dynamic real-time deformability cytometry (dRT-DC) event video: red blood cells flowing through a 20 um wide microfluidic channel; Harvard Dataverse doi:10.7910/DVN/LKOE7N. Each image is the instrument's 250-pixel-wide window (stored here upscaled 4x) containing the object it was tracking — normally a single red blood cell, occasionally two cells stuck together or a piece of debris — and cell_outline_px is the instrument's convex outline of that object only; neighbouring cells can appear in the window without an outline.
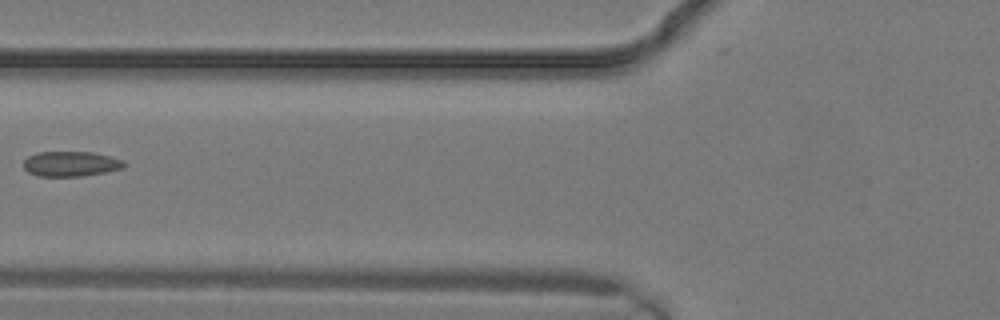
{"species": "common noctule bat (a hibernating species)", "species_latin": "Nyctalus noctula", "temperature_condition": "warm", "stored_images_in_passage": 15, "camera_frame_rate_fps": 3000, "um_per_image_px": 0.085, "animal": {"sex": "male", "body_mass_g": 19.2, "forearm_length_mm": 51.8}, "frame": {"image": 1, "passage_image": 11, "time_ms": 3.333, "image_size_px": [1000, 320], "cell_outline_px": [[128, 164], [124, 168], [108, 172], [80, 176], [40, 176], [28, 172], [24, 168], [24, 160], [28, 156], [40, 152], [92, 152], [124, 160]], "centroid_in_image_um": [6.07, 13.93], "position_along_channel_um": 119.7, "area_um2": 14.74}}
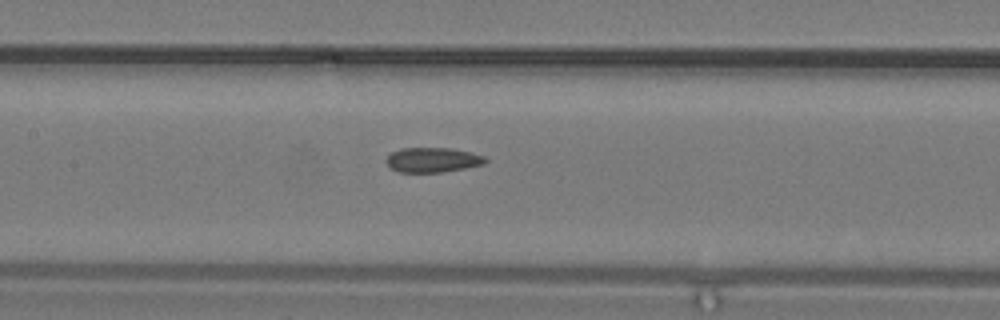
{"frame": {"image": 2, "passage_image": 13, "time_ms": 4.0, "image_size_px": [1000, 320], "cell_outline_px": [[488, 160], [484, 164], [444, 172], [400, 172], [392, 168], [384, 160], [392, 152], [404, 148], [448, 148], [468, 152], [484, 156]], "centroid_in_image_um": [36.77, 13.59], "position_along_channel_um": 170.6, "area_um2": 14.1}}
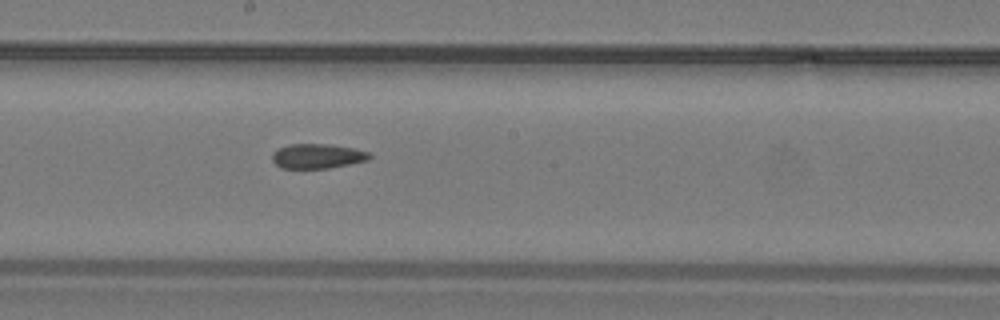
{"frame": {"image": 3, "passage_image": 15, "time_ms": 4.667, "image_size_px": [1000, 320], "cell_outline_px": [[372, 156], [368, 160], [328, 168], [280, 168], [272, 160], [272, 152], [276, 148], [288, 144], [328, 144], [352, 148], [368, 152]], "centroid_in_image_um": [26.92, 13.26], "position_along_channel_um": 221.3, "area_um2": 13.99}}